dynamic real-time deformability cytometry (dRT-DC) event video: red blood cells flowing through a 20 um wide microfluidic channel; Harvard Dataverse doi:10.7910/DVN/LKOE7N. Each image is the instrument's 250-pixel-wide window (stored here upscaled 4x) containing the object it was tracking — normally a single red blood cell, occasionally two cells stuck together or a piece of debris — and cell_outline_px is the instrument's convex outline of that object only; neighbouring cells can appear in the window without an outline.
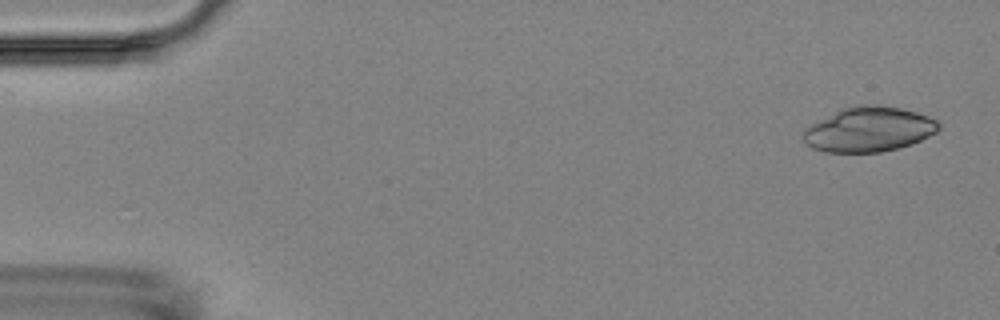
{"species": "Egyptian fruit bat (a non-hibernating species)", "species_latin": "Rousettus aegyptiacus", "temperature_condition": "room temperature", "stored_images_in_passage": 6, "camera_frame_rate_fps": 3000, "um_per_image_px": 0.085, "animal": {"sex": "female"}, "frame": {"image": 1, "passage_image": 1, "time_ms": 0.0, "image_size_px": [1000, 320], "cell_outline_px": [[940, 128], [936, 132], [912, 144], [880, 152], [824, 152], [812, 148], [804, 140], [804, 128], [840, 108], [856, 104], [876, 104], [900, 108], [916, 112], [928, 116], [936, 120], [940, 124]], "centroid_in_image_um": [73.84, 10.98], "position_along_channel_um": 11.2, "area_um2": 35.43}}